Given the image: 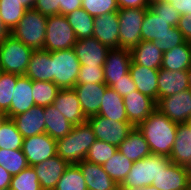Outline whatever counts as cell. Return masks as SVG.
Listing matches in <instances>:
<instances>
[{
    "label": "cell",
    "mask_w": 191,
    "mask_h": 190,
    "mask_svg": "<svg viewBox=\"0 0 191 190\" xmlns=\"http://www.w3.org/2000/svg\"><path fill=\"white\" fill-rule=\"evenodd\" d=\"M136 127L147 141L151 154L170 156L178 124L156 108L146 120Z\"/></svg>",
    "instance_id": "1"
},
{
    "label": "cell",
    "mask_w": 191,
    "mask_h": 190,
    "mask_svg": "<svg viewBox=\"0 0 191 190\" xmlns=\"http://www.w3.org/2000/svg\"><path fill=\"white\" fill-rule=\"evenodd\" d=\"M95 141V134L87 121L74 125L70 133L56 140L57 155L69 164H77L85 160Z\"/></svg>",
    "instance_id": "2"
},
{
    "label": "cell",
    "mask_w": 191,
    "mask_h": 190,
    "mask_svg": "<svg viewBox=\"0 0 191 190\" xmlns=\"http://www.w3.org/2000/svg\"><path fill=\"white\" fill-rule=\"evenodd\" d=\"M171 163L169 157L165 155L150 154L133 163L121 185L127 189L152 185L162 169H166Z\"/></svg>",
    "instance_id": "3"
},
{
    "label": "cell",
    "mask_w": 191,
    "mask_h": 190,
    "mask_svg": "<svg viewBox=\"0 0 191 190\" xmlns=\"http://www.w3.org/2000/svg\"><path fill=\"white\" fill-rule=\"evenodd\" d=\"M47 18L37 10L28 9L11 34L33 50L44 49Z\"/></svg>",
    "instance_id": "4"
},
{
    "label": "cell",
    "mask_w": 191,
    "mask_h": 190,
    "mask_svg": "<svg viewBox=\"0 0 191 190\" xmlns=\"http://www.w3.org/2000/svg\"><path fill=\"white\" fill-rule=\"evenodd\" d=\"M80 66L73 48L52 51V82L60 89H73L79 76Z\"/></svg>",
    "instance_id": "5"
},
{
    "label": "cell",
    "mask_w": 191,
    "mask_h": 190,
    "mask_svg": "<svg viewBox=\"0 0 191 190\" xmlns=\"http://www.w3.org/2000/svg\"><path fill=\"white\" fill-rule=\"evenodd\" d=\"M33 49L10 34L0 44V66L6 73L25 75Z\"/></svg>",
    "instance_id": "6"
},
{
    "label": "cell",
    "mask_w": 191,
    "mask_h": 190,
    "mask_svg": "<svg viewBox=\"0 0 191 190\" xmlns=\"http://www.w3.org/2000/svg\"><path fill=\"white\" fill-rule=\"evenodd\" d=\"M76 42L74 30L65 15L55 14L47 18L44 50H68L73 48Z\"/></svg>",
    "instance_id": "7"
},
{
    "label": "cell",
    "mask_w": 191,
    "mask_h": 190,
    "mask_svg": "<svg viewBox=\"0 0 191 190\" xmlns=\"http://www.w3.org/2000/svg\"><path fill=\"white\" fill-rule=\"evenodd\" d=\"M148 8L118 10L119 48L131 50L141 42V28Z\"/></svg>",
    "instance_id": "8"
},
{
    "label": "cell",
    "mask_w": 191,
    "mask_h": 190,
    "mask_svg": "<svg viewBox=\"0 0 191 190\" xmlns=\"http://www.w3.org/2000/svg\"><path fill=\"white\" fill-rule=\"evenodd\" d=\"M96 139L118 147L133 129L130 122H118L101 115H93L87 118Z\"/></svg>",
    "instance_id": "9"
},
{
    "label": "cell",
    "mask_w": 191,
    "mask_h": 190,
    "mask_svg": "<svg viewBox=\"0 0 191 190\" xmlns=\"http://www.w3.org/2000/svg\"><path fill=\"white\" fill-rule=\"evenodd\" d=\"M21 150L28 165L35 166L57 155L56 140L46 133L27 137L23 139Z\"/></svg>",
    "instance_id": "10"
},
{
    "label": "cell",
    "mask_w": 191,
    "mask_h": 190,
    "mask_svg": "<svg viewBox=\"0 0 191 190\" xmlns=\"http://www.w3.org/2000/svg\"><path fill=\"white\" fill-rule=\"evenodd\" d=\"M157 109L176 124H183L191 116V88L161 98Z\"/></svg>",
    "instance_id": "11"
},
{
    "label": "cell",
    "mask_w": 191,
    "mask_h": 190,
    "mask_svg": "<svg viewBox=\"0 0 191 190\" xmlns=\"http://www.w3.org/2000/svg\"><path fill=\"white\" fill-rule=\"evenodd\" d=\"M131 51L123 48H112L108 51L103 72L105 84L111 87L118 80L125 78L131 65Z\"/></svg>",
    "instance_id": "12"
},
{
    "label": "cell",
    "mask_w": 191,
    "mask_h": 190,
    "mask_svg": "<svg viewBox=\"0 0 191 190\" xmlns=\"http://www.w3.org/2000/svg\"><path fill=\"white\" fill-rule=\"evenodd\" d=\"M128 122L134 127L146 120L157 108V103L150 97L135 90L123 97Z\"/></svg>",
    "instance_id": "13"
},
{
    "label": "cell",
    "mask_w": 191,
    "mask_h": 190,
    "mask_svg": "<svg viewBox=\"0 0 191 190\" xmlns=\"http://www.w3.org/2000/svg\"><path fill=\"white\" fill-rule=\"evenodd\" d=\"M73 49L80 64L86 66H103L110 50L94 37L77 40Z\"/></svg>",
    "instance_id": "14"
},
{
    "label": "cell",
    "mask_w": 191,
    "mask_h": 190,
    "mask_svg": "<svg viewBox=\"0 0 191 190\" xmlns=\"http://www.w3.org/2000/svg\"><path fill=\"white\" fill-rule=\"evenodd\" d=\"M92 37L110 49L119 48L118 11L94 17Z\"/></svg>",
    "instance_id": "15"
},
{
    "label": "cell",
    "mask_w": 191,
    "mask_h": 190,
    "mask_svg": "<svg viewBox=\"0 0 191 190\" xmlns=\"http://www.w3.org/2000/svg\"><path fill=\"white\" fill-rule=\"evenodd\" d=\"M69 163L56 155L32 166L38 176L42 190H54Z\"/></svg>",
    "instance_id": "16"
},
{
    "label": "cell",
    "mask_w": 191,
    "mask_h": 190,
    "mask_svg": "<svg viewBox=\"0 0 191 190\" xmlns=\"http://www.w3.org/2000/svg\"><path fill=\"white\" fill-rule=\"evenodd\" d=\"M190 177L189 168L171 163L166 169H162L152 185L159 190H186Z\"/></svg>",
    "instance_id": "17"
},
{
    "label": "cell",
    "mask_w": 191,
    "mask_h": 190,
    "mask_svg": "<svg viewBox=\"0 0 191 190\" xmlns=\"http://www.w3.org/2000/svg\"><path fill=\"white\" fill-rule=\"evenodd\" d=\"M45 107L34 106L11 119L23 138L45 133Z\"/></svg>",
    "instance_id": "18"
},
{
    "label": "cell",
    "mask_w": 191,
    "mask_h": 190,
    "mask_svg": "<svg viewBox=\"0 0 191 190\" xmlns=\"http://www.w3.org/2000/svg\"><path fill=\"white\" fill-rule=\"evenodd\" d=\"M106 84H76L73 90L76 92L84 115L88 118L97 115L103 101Z\"/></svg>",
    "instance_id": "19"
},
{
    "label": "cell",
    "mask_w": 191,
    "mask_h": 190,
    "mask_svg": "<svg viewBox=\"0 0 191 190\" xmlns=\"http://www.w3.org/2000/svg\"><path fill=\"white\" fill-rule=\"evenodd\" d=\"M53 106L73 125L87 121L78 96L73 89H60L53 102Z\"/></svg>",
    "instance_id": "20"
},
{
    "label": "cell",
    "mask_w": 191,
    "mask_h": 190,
    "mask_svg": "<svg viewBox=\"0 0 191 190\" xmlns=\"http://www.w3.org/2000/svg\"><path fill=\"white\" fill-rule=\"evenodd\" d=\"M32 87L33 81L25 75L17 79L10 109L4 114L6 118L11 119L35 106Z\"/></svg>",
    "instance_id": "21"
},
{
    "label": "cell",
    "mask_w": 191,
    "mask_h": 190,
    "mask_svg": "<svg viewBox=\"0 0 191 190\" xmlns=\"http://www.w3.org/2000/svg\"><path fill=\"white\" fill-rule=\"evenodd\" d=\"M158 72L157 69H150L131 62L129 73L137 90L158 102Z\"/></svg>",
    "instance_id": "22"
},
{
    "label": "cell",
    "mask_w": 191,
    "mask_h": 190,
    "mask_svg": "<svg viewBox=\"0 0 191 190\" xmlns=\"http://www.w3.org/2000/svg\"><path fill=\"white\" fill-rule=\"evenodd\" d=\"M158 101L186 89H190L186 71H171L163 68L158 72Z\"/></svg>",
    "instance_id": "23"
},
{
    "label": "cell",
    "mask_w": 191,
    "mask_h": 190,
    "mask_svg": "<svg viewBox=\"0 0 191 190\" xmlns=\"http://www.w3.org/2000/svg\"><path fill=\"white\" fill-rule=\"evenodd\" d=\"M88 190H113L117 183L104 171L102 165L83 160L77 163Z\"/></svg>",
    "instance_id": "24"
},
{
    "label": "cell",
    "mask_w": 191,
    "mask_h": 190,
    "mask_svg": "<svg viewBox=\"0 0 191 190\" xmlns=\"http://www.w3.org/2000/svg\"><path fill=\"white\" fill-rule=\"evenodd\" d=\"M169 159L172 163L191 170V128L186 123L178 124Z\"/></svg>",
    "instance_id": "25"
},
{
    "label": "cell",
    "mask_w": 191,
    "mask_h": 190,
    "mask_svg": "<svg viewBox=\"0 0 191 190\" xmlns=\"http://www.w3.org/2000/svg\"><path fill=\"white\" fill-rule=\"evenodd\" d=\"M117 150L132 162L146 158L151 154L147 141L137 127H133Z\"/></svg>",
    "instance_id": "26"
},
{
    "label": "cell",
    "mask_w": 191,
    "mask_h": 190,
    "mask_svg": "<svg viewBox=\"0 0 191 190\" xmlns=\"http://www.w3.org/2000/svg\"><path fill=\"white\" fill-rule=\"evenodd\" d=\"M25 76L32 81H52L51 52L33 50Z\"/></svg>",
    "instance_id": "27"
},
{
    "label": "cell",
    "mask_w": 191,
    "mask_h": 190,
    "mask_svg": "<svg viewBox=\"0 0 191 190\" xmlns=\"http://www.w3.org/2000/svg\"><path fill=\"white\" fill-rule=\"evenodd\" d=\"M131 60L138 65L150 69L161 68L163 52H161L152 41L142 40L131 50Z\"/></svg>",
    "instance_id": "28"
},
{
    "label": "cell",
    "mask_w": 191,
    "mask_h": 190,
    "mask_svg": "<svg viewBox=\"0 0 191 190\" xmlns=\"http://www.w3.org/2000/svg\"><path fill=\"white\" fill-rule=\"evenodd\" d=\"M97 115H101L118 122H128L123 97L111 87L106 88L103 101Z\"/></svg>",
    "instance_id": "29"
},
{
    "label": "cell",
    "mask_w": 191,
    "mask_h": 190,
    "mask_svg": "<svg viewBox=\"0 0 191 190\" xmlns=\"http://www.w3.org/2000/svg\"><path fill=\"white\" fill-rule=\"evenodd\" d=\"M191 65V43L183 44L163 53L161 68L171 71H186Z\"/></svg>",
    "instance_id": "30"
},
{
    "label": "cell",
    "mask_w": 191,
    "mask_h": 190,
    "mask_svg": "<svg viewBox=\"0 0 191 190\" xmlns=\"http://www.w3.org/2000/svg\"><path fill=\"white\" fill-rule=\"evenodd\" d=\"M45 133L54 140L61 139L71 132V124L60 111L52 105L45 106Z\"/></svg>",
    "instance_id": "31"
},
{
    "label": "cell",
    "mask_w": 191,
    "mask_h": 190,
    "mask_svg": "<svg viewBox=\"0 0 191 190\" xmlns=\"http://www.w3.org/2000/svg\"><path fill=\"white\" fill-rule=\"evenodd\" d=\"M172 26L168 20L158 17L155 13L148 8L141 28V41L159 40L165 37Z\"/></svg>",
    "instance_id": "32"
},
{
    "label": "cell",
    "mask_w": 191,
    "mask_h": 190,
    "mask_svg": "<svg viewBox=\"0 0 191 190\" xmlns=\"http://www.w3.org/2000/svg\"><path fill=\"white\" fill-rule=\"evenodd\" d=\"M66 18L73 28L77 40L93 36L94 17L83 8H78L67 14Z\"/></svg>",
    "instance_id": "33"
},
{
    "label": "cell",
    "mask_w": 191,
    "mask_h": 190,
    "mask_svg": "<svg viewBox=\"0 0 191 190\" xmlns=\"http://www.w3.org/2000/svg\"><path fill=\"white\" fill-rule=\"evenodd\" d=\"M133 163L134 162L130 161L123 154L117 151L113 157L102 165V167L111 179L119 185L125 180Z\"/></svg>",
    "instance_id": "34"
},
{
    "label": "cell",
    "mask_w": 191,
    "mask_h": 190,
    "mask_svg": "<svg viewBox=\"0 0 191 190\" xmlns=\"http://www.w3.org/2000/svg\"><path fill=\"white\" fill-rule=\"evenodd\" d=\"M23 139L12 119L5 118L0 123V149H22Z\"/></svg>",
    "instance_id": "35"
},
{
    "label": "cell",
    "mask_w": 191,
    "mask_h": 190,
    "mask_svg": "<svg viewBox=\"0 0 191 190\" xmlns=\"http://www.w3.org/2000/svg\"><path fill=\"white\" fill-rule=\"evenodd\" d=\"M54 190H88L77 164H69Z\"/></svg>",
    "instance_id": "36"
},
{
    "label": "cell",
    "mask_w": 191,
    "mask_h": 190,
    "mask_svg": "<svg viewBox=\"0 0 191 190\" xmlns=\"http://www.w3.org/2000/svg\"><path fill=\"white\" fill-rule=\"evenodd\" d=\"M25 11L19 0H0V16L10 31L20 22Z\"/></svg>",
    "instance_id": "37"
},
{
    "label": "cell",
    "mask_w": 191,
    "mask_h": 190,
    "mask_svg": "<svg viewBox=\"0 0 191 190\" xmlns=\"http://www.w3.org/2000/svg\"><path fill=\"white\" fill-rule=\"evenodd\" d=\"M0 165L12 176L19 174L22 170L29 166L21 149H0Z\"/></svg>",
    "instance_id": "38"
},
{
    "label": "cell",
    "mask_w": 191,
    "mask_h": 190,
    "mask_svg": "<svg viewBox=\"0 0 191 190\" xmlns=\"http://www.w3.org/2000/svg\"><path fill=\"white\" fill-rule=\"evenodd\" d=\"M35 106L52 105L60 88L52 81H33Z\"/></svg>",
    "instance_id": "39"
},
{
    "label": "cell",
    "mask_w": 191,
    "mask_h": 190,
    "mask_svg": "<svg viewBox=\"0 0 191 190\" xmlns=\"http://www.w3.org/2000/svg\"><path fill=\"white\" fill-rule=\"evenodd\" d=\"M21 75L4 72L0 78V113L5 114L11 106L17 79Z\"/></svg>",
    "instance_id": "40"
},
{
    "label": "cell",
    "mask_w": 191,
    "mask_h": 190,
    "mask_svg": "<svg viewBox=\"0 0 191 190\" xmlns=\"http://www.w3.org/2000/svg\"><path fill=\"white\" fill-rule=\"evenodd\" d=\"M9 188L11 190H42L32 166H28L19 174L12 176Z\"/></svg>",
    "instance_id": "41"
},
{
    "label": "cell",
    "mask_w": 191,
    "mask_h": 190,
    "mask_svg": "<svg viewBox=\"0 0 191 190\" xmlns=\"http://www.w3.org/2000/svg\"><path fill=\"white\" fill-rule=\"evenodd\" d=\"M117 147L107 142L96 139L94 144L89 148L85 160L103 165L117 152Z\"/></svg>",
    "instance_id": "42"
},
{
    "label": "cell",
    "mask_w": 191,
    "mask_h": 190,
    "mask_svg": "<svg viewBox=\"0 0 191 190\" xmlns=\"http://www.w3.org/2000/svg\"><path fill=\"white\" fill-rule=\"evenodd\" d=\"M81 8L93 17L119 10L117 0H82Z\"/></svg>",
    "instance_id": "43"
},
{
    "label": "cell",
    "mask_w": 191,
    "mask_h": 190,
    "mask_svg": "<svg viewBox=\"0 0 191 190\" xmlns=\"http://www.w3.org/2000/svg\"><path fill=\"white\" fill-rule=\"evenodd\" d=\"M105 84L103 66H80L76 84Z\"/></svg>",
    "instance_id": "44"
},
{
    "label": "cell",
    "mask_w": 191,
    "mask_h": 190,
    "mask_svg": "<svg viewBox=\"0 0 191 190\" xmlns=\"http://www.w3.org/2000/svg\"><path fill=\"white\" fill-rule=\"evenodd\" d=\"M184 42L185 39L178 27H171L170 32L165 37L152 41V43L163 53L183 44Z\"/></svg>",
    "instance_id": "45"
},
{
    "label": "cell",
    "mask_w": 191,
    "mask_h": 190,
    "mask_svg": "<svg viewBox=\"0 0 191 190\" xmlns=\"http://www.w3.org/2000/svg\"><path fill=\"white\" fill-rule=\"evenodd\" d=\"M149 8L158 17H162L165 20H168L172 27H177L178 21L180 19V14L172 5H170V3L154 2L150 3Z\"/></svg>",
    "instance_id": "46"
},
{
    "label": "cell",
    "mask_w": 191,
    "mask_h": 190,
    "mask_svg": "<svg viewBox=\"0 0 191 190\" xmlns=\"http://www.w3.org/2000/svg\"><path fill=\"white\" fill-rule=\"evenodd\" d=\"M33 9L46 17L60 14L59 0H36Z\"/></svg>",
    "instance_id": "47"
},
{
    "label": "cell",
    "mask_w": 191,
    "mask_h": 190,
    "mask_svg": "<svg viewBox=\"0 0 191 190\" xmlns=\"http://www.w3.org/2000/svg\"><path fill=\"white\" fill-rule=\"evenodd\" d=\"M111 88L115 90L122 97L137 90V86L133 82L130 73L125 74V78L118 80L115 84L111 86Z\"/></svg>",
    "instance_id": "48"
},
{
    "label": "cell",
    "mask_w": 191,
    "mask_h": 190,
    "mask_svg": "<svg viewBox=\"0 0 191 190\" xmlns=\"http://www.w3.org/2000/svg\"><path fill=\"white\" fill-rule=\"evenodd\" d=\"M177 27L182 33L185 41L191 43V15L189 14L180 15Z\"/></svg>",
    "instance_id": "49"
},
{
    "label": "cell",
    "mask_w": 191,
    "mask_h": 190,
    "mask_svg": "<svg viewBox=\"0 0 191 190\" xmlns=\"http://www.w3.org/2000/svg\"><path fill=\"white\" fill-rule=\"evenodd\" d=\"M60 14L67 15L74 10L81 8L82 0H59Z\"/></svg>",
    "instance_id": "50"
},
{
    "label": "cell",
    "mask_w": 191,
    "mask_h": 190,
    "mask_svg": "<svg viewBox=\"0 0 191 190\" xmlns=\"http://www.w3.org/2000/svg\"><path fill=\"white\" fill-rule=\"evenodd\" d=\"M119 9L125 8H149V0H117Z\"/></svg>",
    "instance_id": "51"
},
{
    "label": "cell",
    "mask_w": 191,
    "mask_h": 190,
    "mask_svg": "<svg viewBox=\"0 0 191 190\" xmlns=\"http://www.w3.org/2000/svg\"><path fill=\"white\" fill-rule=\"evenodd\" d=\"M180 15H191V0H173L170 2Z\"/></svg>",
    "instance_id": "52"
},
{
    "label": "cell",
    "mask_w": 191,
    "mask_h": 190,
    "mask_svg": "<svg viewBox=\"0 0 191 190\" xmlns=\"http://www.w3.org/2000/svg\"><path fill=\"white\" fill-rule=\"evenodd\" d=\"M12 175L0 165V190L9 188Z\"/></svg>",
    "instance_id": "53"
},
{
    "label": "cell",
    "mask_w": 191,
    "mask_h": 190,
    "mask_svg": "<svg viewBox=\"0 0 191 190\" xmlns=\"http://www.w3.org/2000/svg\"><path fill=\"white\" fill-rule=\"evenodd\" d=\"M11 34L0 16V44Z\"/></svg>",
    "instance_id": "54"
},
{
    "label": "cell",
    "mask_w": 191,
    "mask_h": 190,
    "mask_svg": "<svg viewBox=\"0 0 191 190\" xmlns=\"http://www.w3.org/2000/svg\"><path fill=\"white\" fill-rule=\"evenodd\" d=\"M21 2V5L26 9H33L36 0H19Z\"/></svg>",
    "instance_id": "55"
},
{
    "label": "cell",
    "mask_w": 191,
    "mask_h": 190,
    "mask_svg": "<svg viewBox=\"0 0 191 190\" xmlns=\"http://www.w3.org/2000/svg\"><path fill=\"white\" fill-rule=\"evenodd\" d=\"M129 190H159L153 185L145 186V187H139V188H133Z\"/></svg>",
    "instance_id": "56"
},
{
    "label": "cell",
    "mask_w": 191,
    "mask_h": 190,
    "mask_svg": "<svg viewBox=\"0 0 191 190\" xmlns=\"http://www.w3.org/2000/svg\"><path fill=\"white\" fill-rule=\"evenodd\" d=\"M186 73H187L188 83H189V86L191 88V65L186 70Z\"/></svg>",
    "instance_id": "57"
},
{
    "label": "cell",
    "mask_w": 191,
    "mask_h": 190,
    "mask_svg": "<svg viewBox=\"0 0 191 190\" xmlns=\"http://www.w3.org/2000/svg\"><path fill=\"white\" fill-rule=\"evenodd\" d=\"M113 190H129L125 187H123L121 184L117 185Z\"/></svg>",
    "instance_id": "58"
},
{
    "label": "cell",
    "mask_w": 191,
    "mask_h": 190,
    "mask_svg": "<svg viewBox=\"0 0 191 190\" xmlns=\"http://www.w3.org/2000/svg\"><path fill=\"white\" fill-rule=\"evenodd\" d=\"M186 124L191 128V116L187 119Z\"/></svg>",
    "instance_id": "59"
},
{
    "label": "cell",
    "mask_w": 191,
    "mask_h": 190,
    "mask_svg": "<svg viewBox=\"0 0 191 190\" xmlns=\"http://www.w3.org/2000/svg\"><path fill=\"white\" fill-rule=\"evenodd\" d=\"M6 118V116L4 114L0 113V123Z\"/></svg>",
    "instance_id": "60"
},
{
    "label": "cell",
    "mask_w": 191,
    "mask_h": 190,
    "mask_svg": "<svg viewBox=\"0 0 191 190\" xmlns=\"http://www.w3.org/2000/svg\"><path fill=\"white\" fill-rule=\"evenodd\" d=\"M173 0H157V2H165V3H170Z\"/></svg>",
    "instance_id": "61"
},
{
    "label": "cell",
    "mask_w": 191,
    "mask_h": 190,
    "mask_svg": "<svg viewBox=\"0 0 191 190\" xmlns=\"http://www.w3.org/2000/svg\"><path fill=\"white\" fill-rule=\"evenodd\" d=\"M186 190H191V177H190V180H189V183H188V187Z\"/></svg>",
    "instance_id": "62"
},
{
    "label": "cell",
    "mask_w": 191,
    "mask_h": 190,
    "mask_svg": "<svg viewBox=\"0 0 191 190\" xmlns=\"http://www.w3.org/2000/svg\"><path fill=\"white\" fill-rule=\"evenodd\" d=\"M3 73H4V71H3L2 67L0 66V78H1Z\"/></svg>",
    "instance_id": "63"
},
{
    "label": "cell",
    "mask_w": 191,
    "mask_h": 190,
    "mask_svg": "<svg viewBox=\"0 0 191 190\" xmlns=\"http://www.w3.org/2000/svg\"><path fill=\"white\" fill-rule=\"evenodd\" d=\"M150 3H154V2H157V0H149Z\"/></svg>",
    "instance_id": "64"
}]
</instances>
